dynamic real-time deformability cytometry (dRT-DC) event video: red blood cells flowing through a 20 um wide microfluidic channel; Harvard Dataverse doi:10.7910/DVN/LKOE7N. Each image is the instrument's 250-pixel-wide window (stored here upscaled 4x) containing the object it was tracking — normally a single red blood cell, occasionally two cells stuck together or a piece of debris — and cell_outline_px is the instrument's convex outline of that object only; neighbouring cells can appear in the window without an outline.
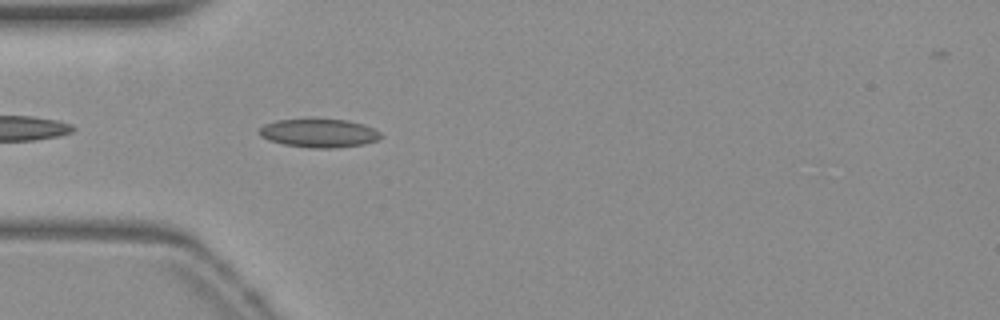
{"species": "common noctule bat (a hibernating species)", "species_latin": "Nyctalus noctula", "temperature_condition": "warm", "stored_images_in_passage": 9, "camera_frame_rate_fps": 3000, "um_per_image_px": 0.085, "animal": {"sex": "female", "body_mass_g": 19.3, "forearm_length_mm": 54.1}, "frame": {"image": 1, "passage_image": 3, "time_ms": 0.667, "image_size_px": [1000, 320], "cell_outline_px": [[384, 136], [376, 140], [360, 144], [332, 148], [312, 148], [284, 144], [268, 140], [260, 136], [260, 128], [264, 124], [276, 120], [348, 120], [372, 128], [380, 132]], "centroid_in_image_um": [27.09, 11.32], "position_along_channel_um": 57.9, "area_um2": 19.71}}